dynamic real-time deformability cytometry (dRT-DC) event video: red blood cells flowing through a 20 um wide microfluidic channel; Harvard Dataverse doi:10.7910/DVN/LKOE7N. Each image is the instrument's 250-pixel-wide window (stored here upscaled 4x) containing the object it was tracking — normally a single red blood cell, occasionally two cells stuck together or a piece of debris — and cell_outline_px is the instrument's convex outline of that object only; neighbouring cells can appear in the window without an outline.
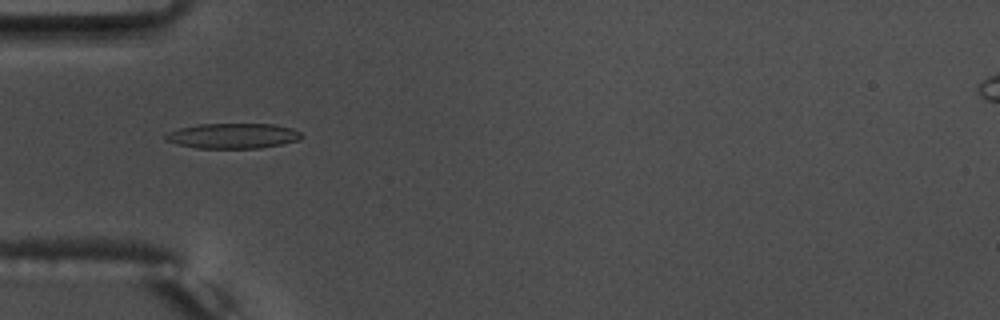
{"species": "common noctule bat (a hibernating species)", "species_latin": "Nyctalus noctula", "temperature_condition": "warm", "stored_images_in_passage": 39, "camera_frame_rate_fps": 3000, "um_per_image_px": 0.085, "animal": {"sex": "male", "body_mass_g": 17.5, "forearm_length_mm": 52.3}, "frame": {"image": 1, "passage_image": 2, "time_ms": 0.333, "image_size_px": [1000, 320], "cell_outline_px": [[304, 136], [300, 140], [260, 148], [196, 148], [176, 144], [164, 140], [164, 136], [168, 132], [180, 128], [200, 124], [276, 124], [292, 128], [300, 132]], "centroid_in_image_um": [19.8, 11.55], "position_along_channel_um": 65.2, "area_um2": 20.06}}
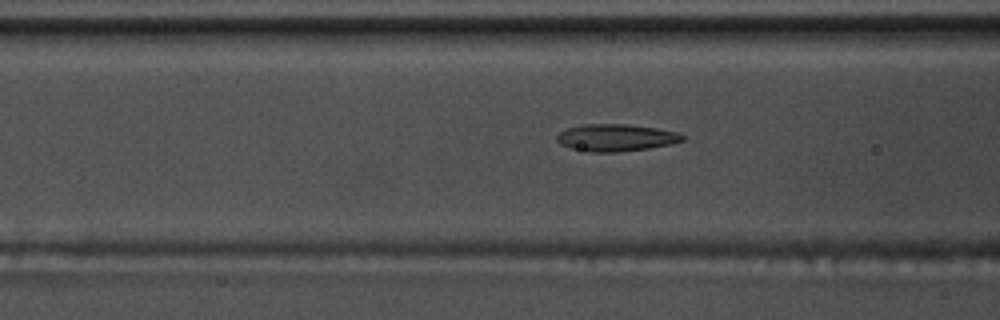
{"frame": {"image": 2, "passage_image": 6, "time_ms": 1.667, "image_size_px": [1000, 320], "cell_outline_px": [[684, 140], [668, 144], [648, 148], [620, 152], [588, 152], [572, 148], [560, 144], [556, 140], [556, 136], [560, 132], [568, 128], [584, 124], [628, 124], [656, 128], [680, 132], [684, 136]], "centroid_in_image_um": [52.35, 11.7], "position_along_channel_um": 114.3, "area_um2": 19.83}}
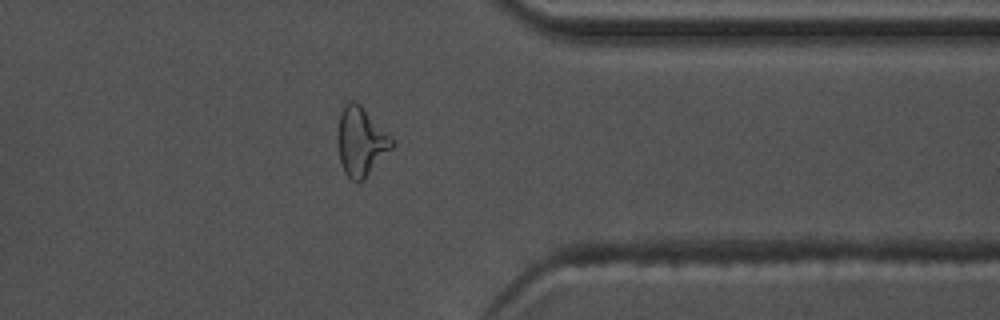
{"frame": {"image": 3, "passage_image": 28, "time_ms": 9.0, "image_size_px": [1000, 320], "cell_outline_px": [[396, 144], [364, 180], [352, 180], [344, 172], [340, 160], [336, 144], [336, 136], [340, 112], [344, 104], [348, 100], [352, 100], [360, 104]], "centroid_in_image_um": [30.63, 12.03], "position_along_channel_um": 380.8, "area_um2": 21.73}, "authors_computed_cell_mechanics": {"area_um2": 19.7098, "velocity_mm_per_s": 3.7468, "shape_relaxation_time_tau1_ms": 6.0514, "shape_relaxation_time_tau2_ms": 1.8548, "deformation_change_tau1": 0.2175, "deformation_change_tau2": 0.1078}}